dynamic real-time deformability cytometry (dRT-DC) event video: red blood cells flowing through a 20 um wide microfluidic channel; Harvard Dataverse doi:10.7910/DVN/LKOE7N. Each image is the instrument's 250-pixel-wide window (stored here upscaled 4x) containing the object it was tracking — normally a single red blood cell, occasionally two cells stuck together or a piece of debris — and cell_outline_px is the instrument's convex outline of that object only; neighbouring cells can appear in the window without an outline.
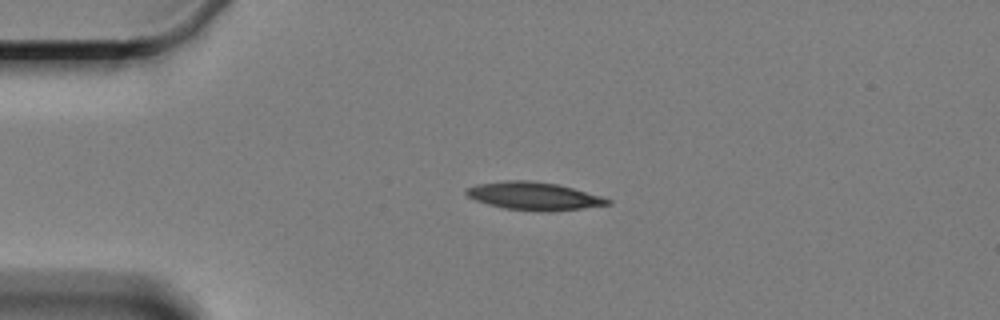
{"species": "Egyptian fruit bat (a non-hibernating species)", "species_latin": "Rousettus aegyptiacus", "temperature_condition": "cold", "stored_images_in_passage": 5, "camera_frame_rate_fps": 3000, "um_per_image_px": 0.085, "animal": {"sex": "female"}, "frame": {"image": 1, "passage_image": 4, "time_ms": 3.333, "image_size_px": [1000, 320], "cell_outline_px": [[612, 204], [584, 208], [552, 212], [540, 212], [504, 208], [488, 204], [476, 200], [468, 196], [464, 192], [464, 188], [476, 184], [508, 180], [528, 180], [560, 184], [600, 196], [612, 200]], "centroid_in_image_um": [45.38, 16.67], "position_along_channel_um": 39.6, "area_um2": 23.24}}